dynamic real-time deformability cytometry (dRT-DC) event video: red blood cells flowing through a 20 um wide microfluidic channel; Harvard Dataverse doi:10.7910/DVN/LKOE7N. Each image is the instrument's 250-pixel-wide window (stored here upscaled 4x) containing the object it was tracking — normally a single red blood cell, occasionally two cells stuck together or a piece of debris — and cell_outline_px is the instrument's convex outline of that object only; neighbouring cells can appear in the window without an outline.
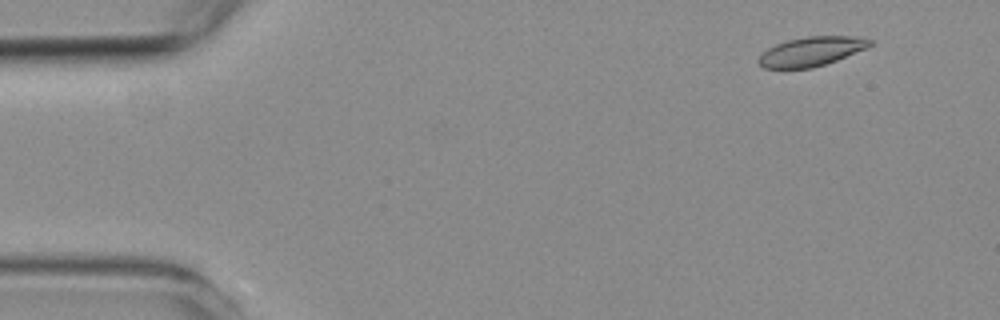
{"species": "common noctule bat (a hibernating species)", "species_latin": "Nyctalus noctula", "temperature_condition": "room temperature", "stored_images_in_passage": 5, "camera_frame_rate_fps": 3000, "um_per_image_px": 0.085, "animal": {"sex": "female", "body_mass_g": 19.3, "forearm_length_mm": 54.1}, "frame": {"image": 1, "passage_image": 2, "time_ms": 1.333, "image_size_px": [1000, 320], "cell_outline_px": [[872, 44], [864, 48], [836, 60], [812, 68], [764, 68], [760, 64], [760, 56], [768, 48], [776, 44], [788, 40], [808, 36], [852, 36], [872, 40]], "centroid_in_image_um": [68.95, 4.36], "position_along_channel_um": 16.1, "area_um2": 18.44}}
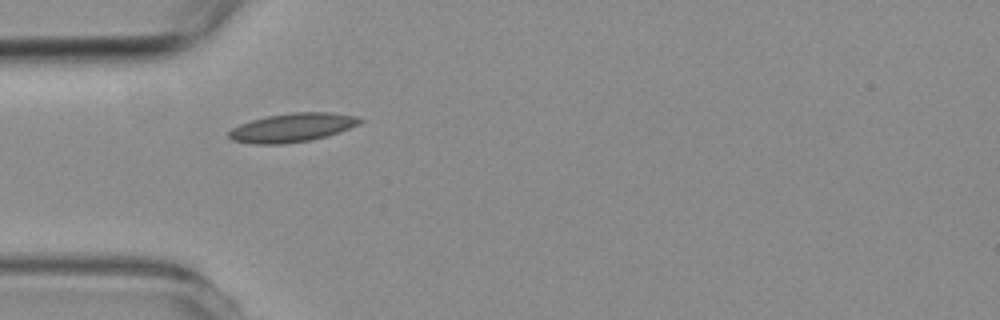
{"frame": {"image": 2, "passage_image": 5, "time_ms": 5.0, "image_size_px": [1000, 320], "cell_outline_px": [[364, 120], [348, 128], [328, 136], [308, 140], [280, 144], [252, 144], [232, 140], [228, 136], [228, 132], [232, 128], [240, 124], [252, 120], [268, 116], [292, 112], [332, 112], [356, 116]], "centroid_in_image_um": [24.81, 10.84], "position_along_channel_um": 60.2, "area_um2": 21.73}}